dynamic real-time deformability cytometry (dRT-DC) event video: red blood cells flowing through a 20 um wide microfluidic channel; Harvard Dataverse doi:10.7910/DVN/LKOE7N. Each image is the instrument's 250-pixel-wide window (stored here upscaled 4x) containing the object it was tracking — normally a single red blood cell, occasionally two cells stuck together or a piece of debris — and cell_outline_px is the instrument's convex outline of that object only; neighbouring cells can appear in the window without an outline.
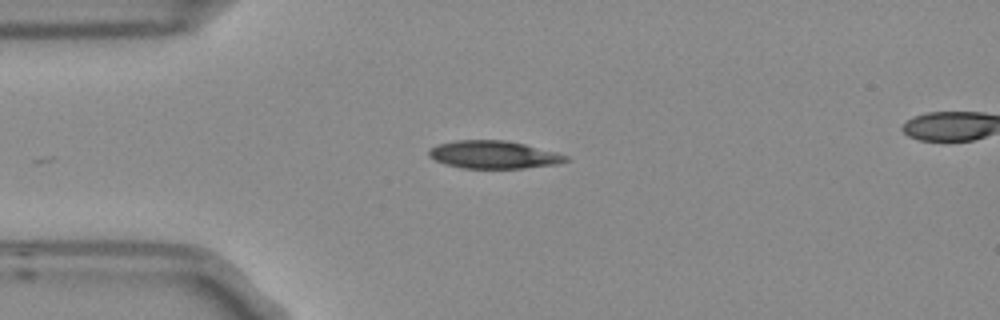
{"species": "Egyptian fruit bat (a non-hibernating species)", "species_latin": "Rousettus aegyptiacus", "temperature_condition": "room temperature", "stored_images_in_passage": 7, "camera_frame_rate_fps": 3000, "um_per_image_px": 0.085, "frame": {"image": 1, "passage_image": 2, "time_ms": 0.333, "image_size_px": [1000, 320], "cell_outline_px": [[568, 160], [556, 164], [524, 168], [460, 168], [444, 164], [428, 156], [428, 152], [432, 148], [440, 144], [456, 140], [504, 140], [524, 144], [556, 152], [568, 156]], "centroid_in_image_um": [41.95, 13.15], "position_along_channel_um": 43.1, "area_um2": 21.96}}
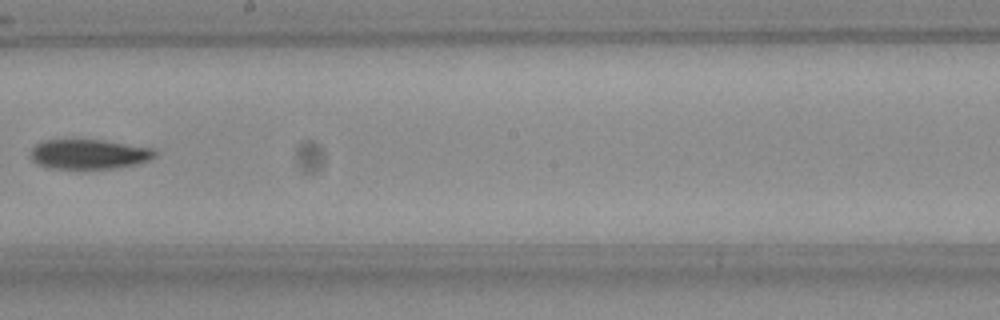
{"frame": {"image": 2, "passage_image": 7, "time_ms": 2.0, "image_size_px": [1000, 320], "cell_outline_px": [[156, 156], [148, 160], [136, 164], [112, 168], [80, 172], [48, 168], [36, 164], [32, 160], [32, 148], [36, 144], [44, 140], [100, 140], [152, 148], [156, 152]], "centroid_in_image_um": [7.51, 13.16], "position_along_channel_um": 240.7, "area_um2": 22.14}}